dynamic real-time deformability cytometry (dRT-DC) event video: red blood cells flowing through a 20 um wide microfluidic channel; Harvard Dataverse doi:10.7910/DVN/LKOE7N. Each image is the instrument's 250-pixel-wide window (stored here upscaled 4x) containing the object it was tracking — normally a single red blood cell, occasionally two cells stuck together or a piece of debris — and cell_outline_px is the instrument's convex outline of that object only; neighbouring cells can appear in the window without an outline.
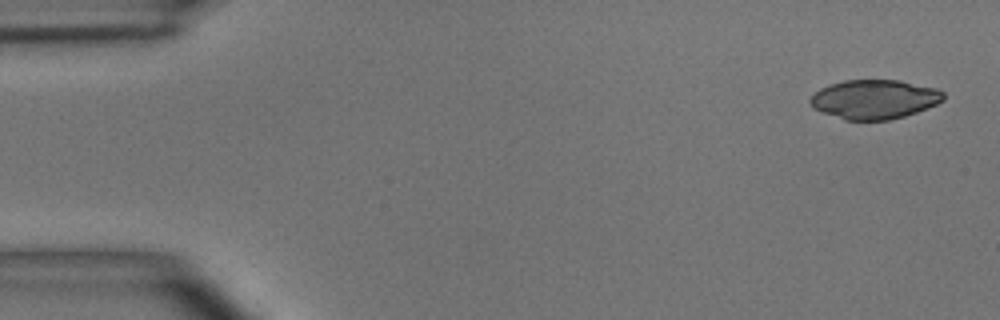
{"species": "common noctule bat (a hibernating species)", "species_latin": "Nyctalus noctula", "temperature_condition": "room temperature", "stored_images_in_passage": 6, "camera_frame_rate_fps": 3000, "um_per_image_px": 0.085, "animal": {"sex": "male", "body_mass_g": 15.6}, "frame": {"image": 1, "passage_image": 1, "time_ms": 0.0, "image_size_px": [1000, 320], "cell_outline_px": [[944, 100], [928, 108], [904, 116], [888, 120], [844, 120], [812, 108], [808, 100], [820, 88], [828, 84], [844, 80], [900, 80], [936, 88], [944, 92]], "centroid_in_image_um": [74.31, 8.43], "position_along_channel_um": 10.7, "area_um2": 30.58}}